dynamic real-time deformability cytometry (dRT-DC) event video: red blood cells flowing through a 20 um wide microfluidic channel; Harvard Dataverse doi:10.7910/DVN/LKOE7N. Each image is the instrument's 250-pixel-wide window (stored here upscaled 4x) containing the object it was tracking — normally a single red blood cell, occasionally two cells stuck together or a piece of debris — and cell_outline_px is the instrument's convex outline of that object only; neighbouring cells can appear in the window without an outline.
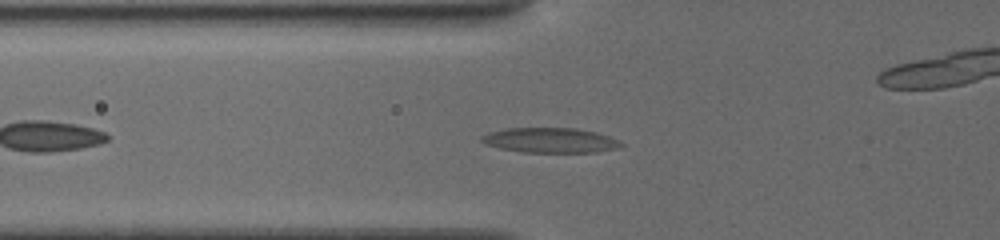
{"species": "common noctule bat (a hibernating species)", "species_latin": "Nyctalus noctula", "temperature_condition": "cold", "stored_images_in_passage": 58, "camera_frame_rate_fps": 3000, "um_per_image_px": 0.085, "animal": {"sex": "female", "body_mass_g": 19.5, "forearm_length_mm": 54.1}, "frame": {"image": 1, "passage_image": 10, "time_ms": 2.333, "image_size_px": [1000, 240], "cell_outline_px": [[624, 144], [620, 148], [596, 152], [524, 152], [500, 148], [488, 144], [480, 140], [480, 136], [488, 132], [504, 128], [576, 128], [596, 132], [620, 140]], "centroid_in_image_um": [46.79, 11.92], "position_along_channel_um": 79.0, "area_um2": 20.35}}
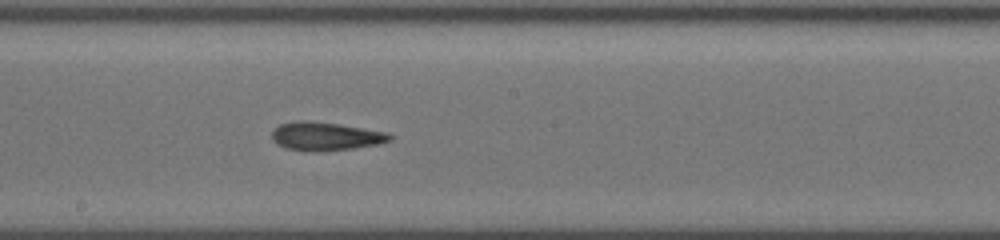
{"frame": {"image": 2, "passage_image": 24, "time_ms": 6.0, "image_size_px": [1000, 240], "cell_outline_px": [[392, 140], [376, 144], [352, 148], [312, 152], [284, 148], [276, 144], [272, 140], [272, 132], [280, 124], [300, 120], [304, 120], [340, 124], [388, 132], [392, 136]], "centroid_in_image_um": [27.65, 11.58], "position_along_channel_um": 220.6, "area_um2": 19.48}}
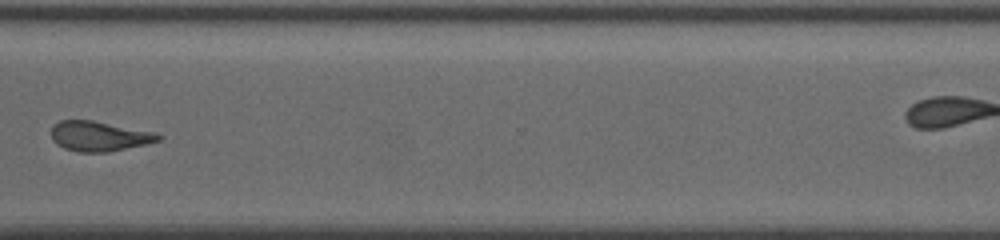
{"frame": {"image": 3, "passage_image": 40, "time_ms": 9.667, "image_size_px": [1000, 240], "cell_outline_px": [[164, 136], [160, 140], [144, 144], [108, 152], [80, 152], [64, 148], [56, 144], [52, 140], [52, 124], [60, 120], [92, 120], [156, 132]], "centroid_in_image_um": [8.42, 11.56], "position_along_channel_um": 362.2, "area_um2": 18.73}, "authors_computed_cell_mechanics": {"area_um2": 18.9006, "velocity_mm_per_s": 3.868, "shape_relaxation_time_tau1_ms": null, "shape_relaxation_time_tau2_ms": 3.3571, "deformation_change_tau1": null, "deformation_change_tau2": 0.1132}}